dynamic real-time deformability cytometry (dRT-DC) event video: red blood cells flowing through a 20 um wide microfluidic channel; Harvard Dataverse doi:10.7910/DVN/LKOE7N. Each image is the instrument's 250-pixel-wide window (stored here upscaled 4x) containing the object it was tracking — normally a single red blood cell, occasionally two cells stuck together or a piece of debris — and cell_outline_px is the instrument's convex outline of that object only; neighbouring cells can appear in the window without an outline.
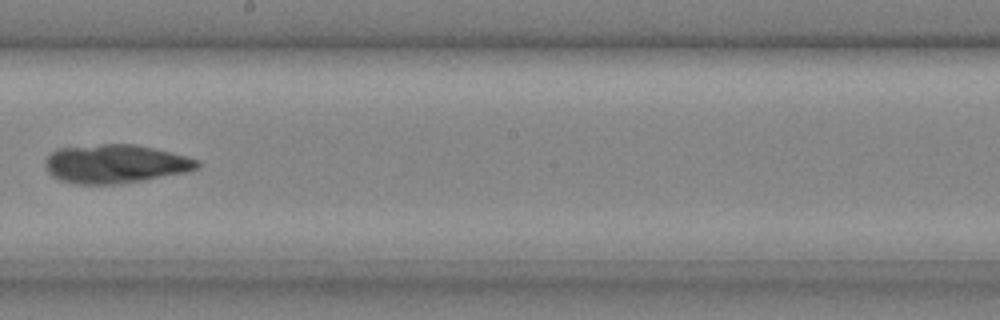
{"species": "common noctule bat (a hibernating species)", "species_latin": "Nyctalus noctula", "temperature_condition": "cold", "stored_images_in_passage": 29, "segment_of_instrument_passage": [1, 2], "camera_frame_rate_fps": 3000, "um_per_image_px": 0.085, "animal": {"sex": "male", "body_mass_g": 20.4}, "frame": {"image": 1, "passage_image": 13, "time_ms": 4.0, "image_size_px": [1000, 320], "cell_outline_px": [[200, 168], [184, 172], [120, 184], [76, 184], [60, 180], [52, 176], [48, 172], [44, 164], [48, 156], [52, 152], [60, 148], [100, 144], [136, 144], [200, 160]], "centroid_in_image_um": [9.78, 13.93], "position_along_channel_um": 238.4, "area_um2": 33.99}}
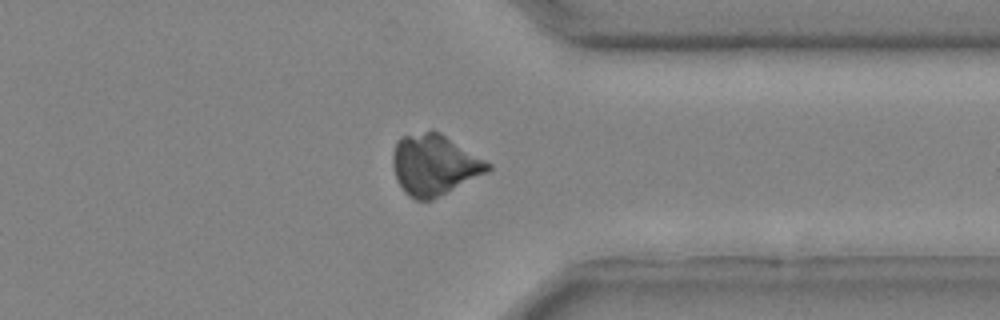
{"frame": {"image": 2, "passage_image": 21, "time_ms": 6.667, "image_size_px": [1000, 320], "cell_outline_px": [[492, 168], [488, 172], [432, 200], [416, 200], [408, 196], [404, 192], [396, 180], [392, 164], [392, 156], [396, 144], [400, 136], [432, 128], [440, 132], [492, 164]], "centroid_in_image_um": [36.9, 13.99], "position_along_channel_um": 374.5, "area_um2": 34.04}}
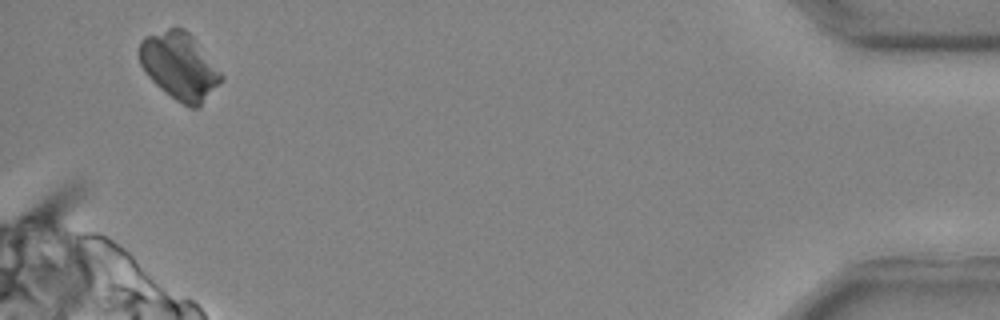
{"frame": {"image": 3, "passage_image": 27, "time_ms": 8.667, "image_size_px": [1000, 320], "cell_outline_px": [[224, 80], [200, 108], [188, 108], [176, 100], [160, 88], [148, 76], [140, 64], [140, 40], [144, 36], [168, 28], [184, 28], [192, 36], [224, 76]], "centroid_in_image_um": [15.28, 5.65], "position_along_channel_um": 419.9, "area_um2": 32.02}}